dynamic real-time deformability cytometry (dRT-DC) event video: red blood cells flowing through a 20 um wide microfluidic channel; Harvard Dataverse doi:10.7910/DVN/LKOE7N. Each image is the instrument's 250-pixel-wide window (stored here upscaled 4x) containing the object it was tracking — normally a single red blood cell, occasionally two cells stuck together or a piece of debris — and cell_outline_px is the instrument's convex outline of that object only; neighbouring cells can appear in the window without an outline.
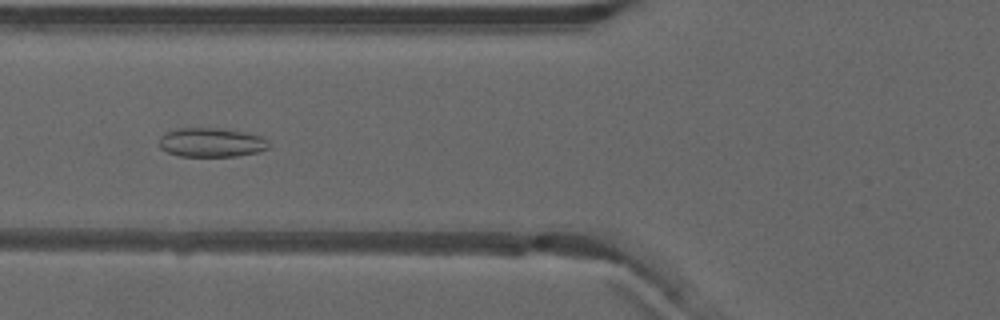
{"species": "common noctule bat (a hibernating species)", "species_latin": "Nyctalus noctula", "temperature_condition": "warm", "stored_images_in_passage": 52, "camera_frame_rate_fps": 3000, "um_per_image_px": 0.085, "animal": {"sex": "male", "forearm_length_mm": 52.5}, "frame": {"image": 1, "passage_image": 20, "time_ms": 6.333, "image_size_px": [1000, 320], "cell_outline_px": [[268, 148], [260, 152], [236, 156], [180, 156], [168, 152], [160, 148], [160, 136], [164, 132], [176, 128], [216, 128], [244, 132], [260, 136], [268, 144]], "centroid_in_image_um": [17.92, 12.11], "position_along_channel_um": 107.9, "area_um2": 18.5}}
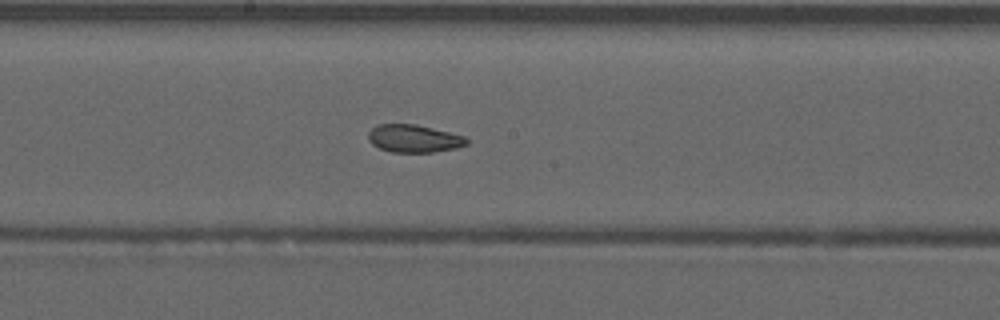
{"frame": {"image": 2, "passage_image": 28, "time_ms": 9.0, "image_size_px": [1000, 320], "cell_outline_px": [[468, 144], [456, 148], [432, 152], [392, 152], [380, 148], [372, 144], [368, 140], [368, 132], [376, 124], [416, 124], [464, 136], [468, 140]], "centroid_in_image_um": [35.15, 11.77], "position_along_channel_um": 213.0, "area_um2": 15.84}}
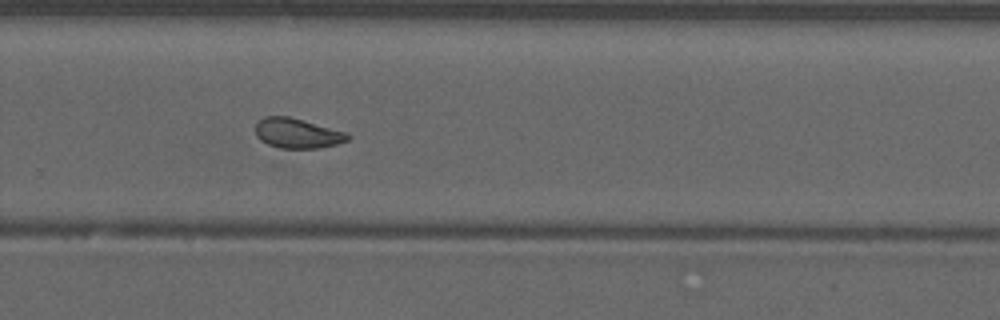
{"frame": {"image": 3, "passage_image": 35, "time_ms": 11.333, "image_size_px": [1000, 320], "cell_outline_px": [[352, 136], [348, 140], [336, 144], [320, 148], [280, 148], [268, 144], [260, 140], [256, 136], [256, 124], [264, 116], [288, 116], [348, 132]], "centroid_in_image_um": [25.29, 11.33], "position_along_channel_um": 304.5, "area_um2": 16.13}, "authors_computed_cell_mechanics": {"area_um2": 17.4845, "velocity_mm_per_s": 3.9425, "shape_relaxation_time_tau1_ms": null, "shape_relaxation_time_tau2_ms": 1.5626, "deformation_change_tau1": null, "deformation_change_tau2": 0.0622}}